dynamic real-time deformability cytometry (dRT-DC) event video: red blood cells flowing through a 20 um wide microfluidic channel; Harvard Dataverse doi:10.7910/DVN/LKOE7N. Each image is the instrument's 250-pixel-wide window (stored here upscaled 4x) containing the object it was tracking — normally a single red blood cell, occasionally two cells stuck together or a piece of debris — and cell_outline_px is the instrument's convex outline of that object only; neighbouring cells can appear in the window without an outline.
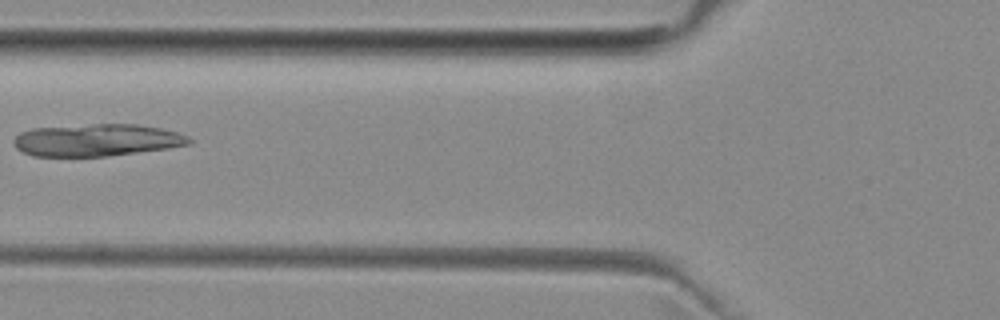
{"species": "common noctule bat (a hibernating species)", "species_latin": "Nyctalus noctula", "temperature_condition": "room temperature", "stored_images_in_passage": 4, "camera_frame_rate_fps": 3000, "um_per_image_px": 0.085, "animal": {"sex": "female", "body_mass_g": 29.2, "forearm_length_mm": 56.3}, "frame": {"image": 1, "passage_image": 3, "time_ms": 3.333, "image_size_px": [1000, 320], "cell_outline_px": [[192, 144], [168, 148], [108, 156], [32, 156], [16, 148], [12, 140], [20, 132], [32, 128], [96, 124], [136, 124], [160, 128], [176, 132], [188, 136], [192, 140]], "centroid_in_image_um": [8.22, 11.91], "position_along_channel_um": 117.6, "area_um2": 32.89}}
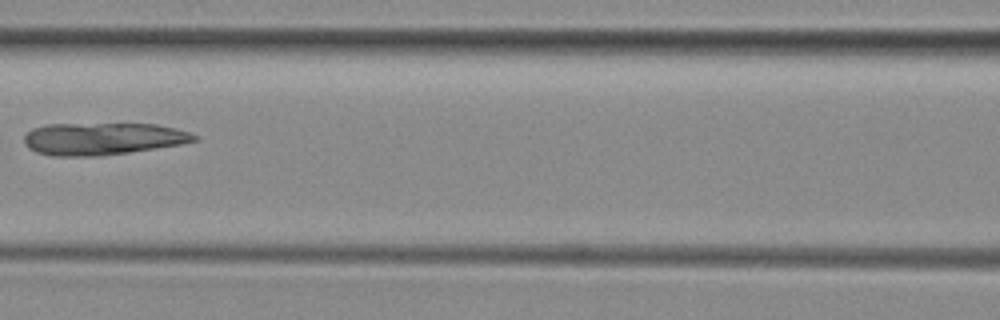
{"frame": {"image": 2, "passage_image": 4, "time_ms": 4.333, "image_size_px": [1000, 320], "cell_outline_px": [[200, 140], [180, 144], [128, 152], [100, 156], [52, 156], [36, 152], [28, 148], [24, 144], [24, 136], [32, 128], [48, 124], [156, 124], [176, 128], [188, 132], [196, 136]], "centroid_in_image_um": [8.69, 11.79], "position_along_channel_um": 157.9, "area_um2": 31.91}}